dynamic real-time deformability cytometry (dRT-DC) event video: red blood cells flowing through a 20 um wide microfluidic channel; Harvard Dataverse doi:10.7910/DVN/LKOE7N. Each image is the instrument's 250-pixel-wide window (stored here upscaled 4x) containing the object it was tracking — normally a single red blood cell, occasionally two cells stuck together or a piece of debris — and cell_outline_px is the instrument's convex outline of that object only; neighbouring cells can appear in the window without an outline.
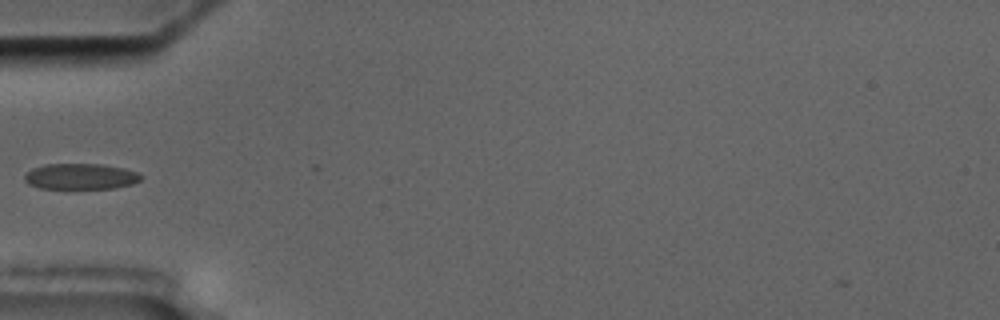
{"species": "common noctule bat (a hibernating species)", "species_latin": "Nyctalus noctula", "temperature_condition": "cold", "stored_images_in_passage": 10, "camera_frame_rate_fps": 3000, "um_per_image_px": 0.085, "animal": {"sex": "male", "body_mass_g": 17.5, "forearm_length_mm": 52.3}, "frame": {"image": 1, "passage_image": 6, "time_ms": 6.0, "image_size_px": [1000, 320], "cell_outline_px": [[144, 176], [140, 180], [132, 184], [116, 188], [40, 188], [28, 184], [24, 180], [24, 176], [32, 168], [44, 164], [100, 164], [124, 168], [136, 172]], "centroid_in_image_um": [6.85, 14.99], "position_along_channel_um": 78.1, "area_um2": 17.51}}
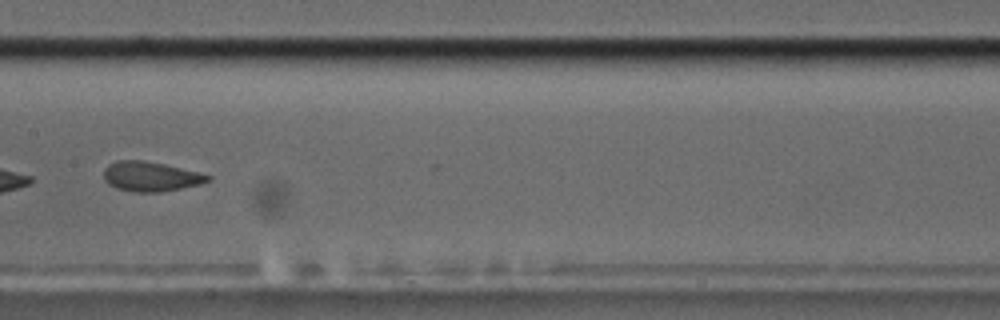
{"frame": {"image": 2, "passage_image": 9, "time_ms": 9.333, "image_size_px": [1000, 320], "cell_outline_px": [[212, 180], [200, 184], [160, 192], [132, 192], [116, 188], [108, 184], [104, 180], [104, 168], [108, 164], [116, 160], [144, 160], [164, 164], [212, 176]], "centroid_in_image_um": [12.76, 15.0], "position_along_channel_um": 194.6, "area_um2": 18.03}}
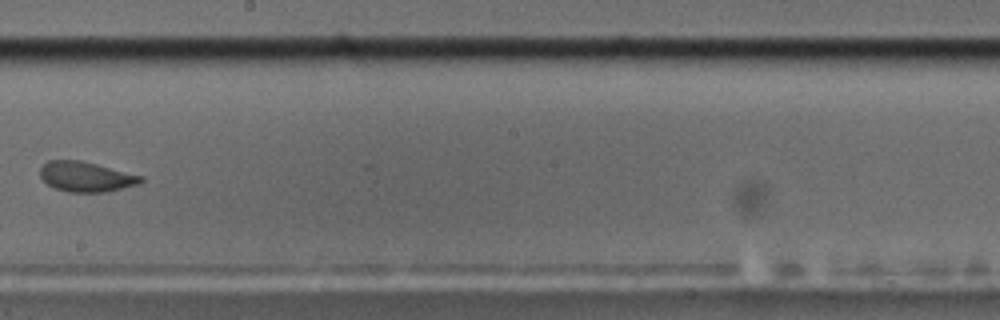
{"frame": {"image": 3, "passage_image": 10, "time_ms": 10.667, "image_size_px": [1000, 320], "cell_outline_px": [[144, 180], [136, 184], [108, 192], [68, 192], [56, 188], [48, 184], [40, 176], [40, 168], [48, 160], [80, 160], [144, 176]], "centroid_in_image_um": [7.31, 15.02], "position_along_channel_um": 240.9, "area_um2": 17.51}}